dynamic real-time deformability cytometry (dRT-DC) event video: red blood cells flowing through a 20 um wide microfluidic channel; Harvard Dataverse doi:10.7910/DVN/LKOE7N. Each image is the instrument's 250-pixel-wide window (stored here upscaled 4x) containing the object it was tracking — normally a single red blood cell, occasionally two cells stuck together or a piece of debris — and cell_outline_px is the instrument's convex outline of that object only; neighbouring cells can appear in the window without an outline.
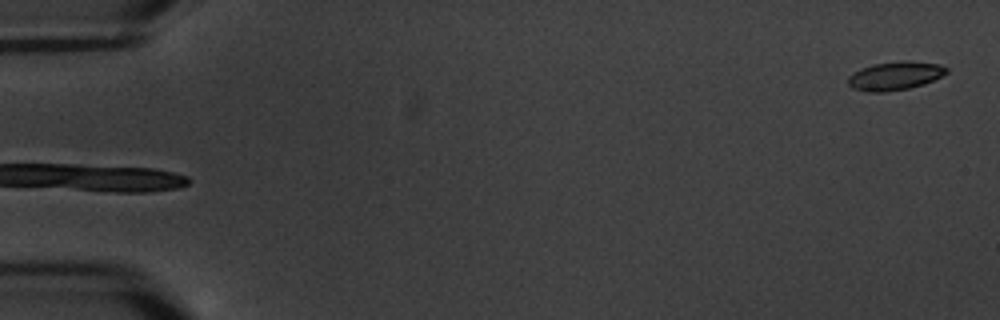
{"species": "common noctule bat (a hibernating species)", "species_latin": "Nyctalus noctula", "temperature_condition": "warm", "stored_images_in_passage": 6, "camera_frame_rate_fps": 3000, "um_per_image_px": 0.085, "animal": {"sex": "male", "body_mass_g": 20.1, "forearm_length_mm": 53.5}, "frame": {"image": 1, "passage_image": 6, "time_ms": 6.0, "image_size_px": [1000, 320], "cell_outline_px": [[948, 72], [924, 84], [908, 88], [884, 92], [868, 92], [852, 88], [848, 84], [848, 76], [860, 68], [872, 64], [904, 60], [940, 64], [948, 68]], "centroid_in_image_um": [76.05, 6.44], "position_along_channel_um": 8.9, "area_um2": 16.36}}